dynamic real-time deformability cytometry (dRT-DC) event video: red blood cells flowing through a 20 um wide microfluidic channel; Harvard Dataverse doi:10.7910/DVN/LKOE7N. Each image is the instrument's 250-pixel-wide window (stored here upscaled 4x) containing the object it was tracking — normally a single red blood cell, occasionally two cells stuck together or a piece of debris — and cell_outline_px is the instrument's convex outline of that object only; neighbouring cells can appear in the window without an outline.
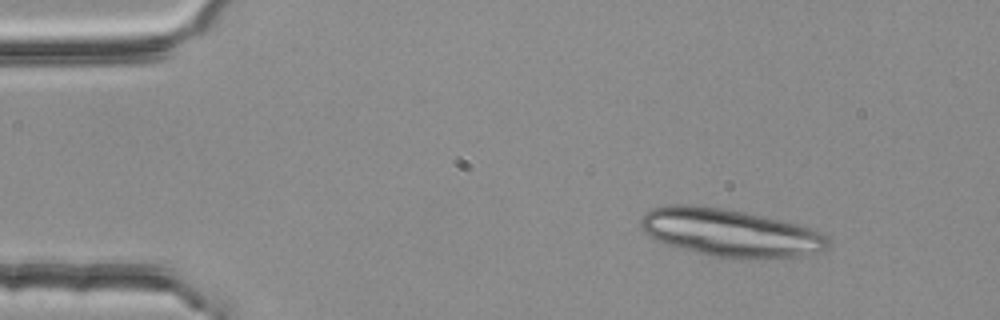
{"species": "common noctule bat (a hibernating species)", "species_latin": "Nyctalus noctula", "temperature_condition": "room temperature", "stored_images_in_passage": 3, "camera_frame_rate_fps": 3000, "um_per_image_px": 0.085, "animal": {"sex": "female", "body_mass_g": 25.1}, "frame": {"image": 1, "passage_image": 1, "time_ms": 0.0, "image_size_px": [1000, 320], "cell_outline_px": [[832, 244], [824, 252], [800, 256], [764, 260], [712, 256], [664, 244], [652, 240], [640, 228], [640, 220], [652, 208], [668, 204], [692, 204], [720, 208], [744, 212], [780, 220], [796, 224], [820, 232]], "centroid_in_image_um": [62.05, 19.8], "position_along_channel_um": 22.9, "area_um2": 52.54}}